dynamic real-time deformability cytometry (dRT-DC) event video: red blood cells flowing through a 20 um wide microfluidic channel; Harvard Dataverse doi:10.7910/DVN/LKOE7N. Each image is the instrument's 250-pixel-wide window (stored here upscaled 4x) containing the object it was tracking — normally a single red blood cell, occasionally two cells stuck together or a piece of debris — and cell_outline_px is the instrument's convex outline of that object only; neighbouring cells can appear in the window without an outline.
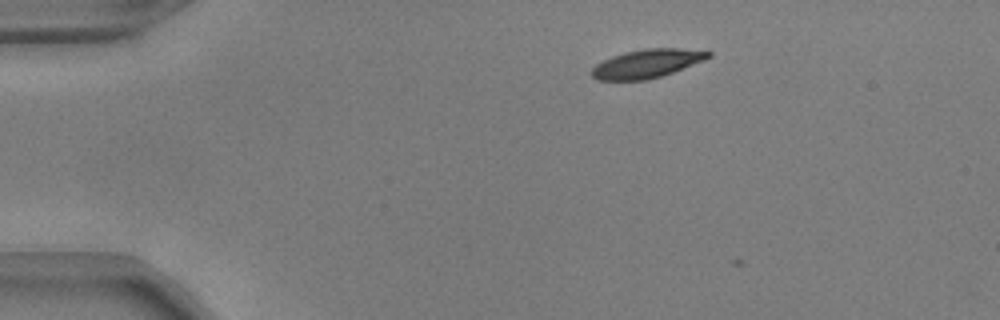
{"species": "common noctule bat (a hibernating species)", "species_latin": "Nyctalus noctula", "temperature_condition": "warm", "stored_images_in_passage": 3, "camera_frame_rate_fps": 3000, "um_per_image_px": 0.085, "animal": {"sex": "male", "body_mass_g": 17.9, "forearm_length_mm": 54.2}, "frame": {"image": 1, "passage_image": 2, "time_ms": 0.333, "image_size_px": [1000, 320], "cell_outline_px": [[712, 56], [704, 60], [672, 72], [660, 76], [644, 80], [596, 80], [592, 76], [592, 68], [596, 64], [612, 56], [624, 52], [644, 48], [708, 48], [712, 52]], "centroid_in_image_um": [55.07, 5.37], "position_along_channel_um": 29.9, "area_um2": 19.65}}